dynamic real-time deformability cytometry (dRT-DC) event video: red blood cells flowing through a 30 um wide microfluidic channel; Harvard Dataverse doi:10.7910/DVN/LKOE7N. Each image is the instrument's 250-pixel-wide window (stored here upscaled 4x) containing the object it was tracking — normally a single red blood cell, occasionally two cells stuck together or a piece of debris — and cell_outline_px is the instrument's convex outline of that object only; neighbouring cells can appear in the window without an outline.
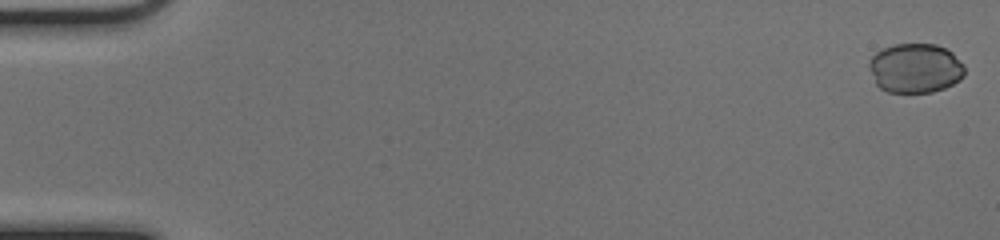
{"species": "common noctule bat (a hibernating species)", "species_latin": "Nyctalus noctula", "temperature_condition": "cold", "stored_images_in_passage": 51, "camera_frame_rate_fps": 3000, "um_per_image_px": 0.085, "animal": {"sex": "female", "body_mass_g": 17.0, "forearm_length_mm": 48.0}, "frame": {"image": 1, "passage_image": 1, "time_ms": 0.0, "image_size_px": [1000, 240], "cell_outline_px": [[964, 76], [960, 80], [944, 88], [932, 92], [888, 92], [880, 88], [876, 84], [868, 68], [868, 64], [872, 56], [876, 52], [884, 48], [896, 44], [936, 44], [952, 52], [964, 64]], "centroid_in_image_um": [77.8, 5.79], "position_along_channel_um": 7.2, "area_um2": 27.63}}
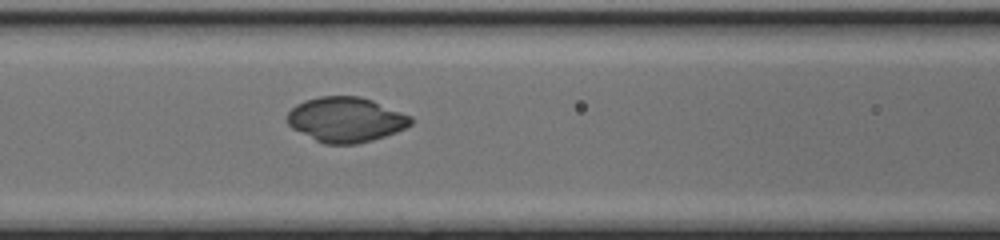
{"frame": {"image": 2, "passage_image": 23, "time_ms": 7.333, "image_size_px": [1000, 240], "cell_outline_px": [[412, 124], [396, 132], [372, 140], [356, 144], [324, 144], [292, 128], [284, 120], [288, 112], [296, 104], [304, 100], [320, 96], [360, 96], [372, 100], [412, 116]], "centroid_in_image_um": [29.37, 10.16], "position_along_channel_um": 137.2, "area_um2": 32.43}}
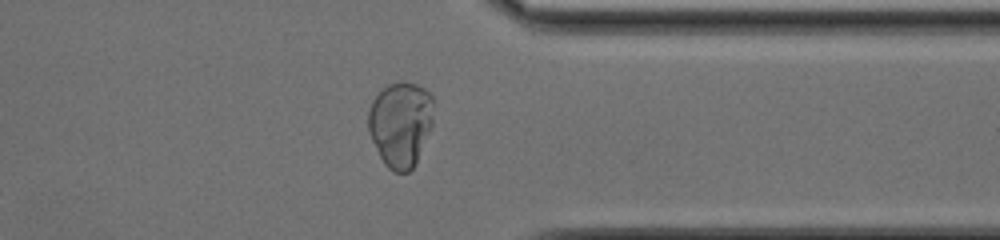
{"frame": {"image": 3, "passage_image": 41, "time_ms": 13.333, "image_size_px": [1000, 240], "cell_outline_px": [[432, 128], [416, 164], [408, 172], [392, 172], [384, 164], [368, 132], [368, 108], [372, 100], [388, 84], [416, 84], [424, 88], [432, 96]], "centroid_in_image_um": [34.04, 10.59], "position_along_channel_um": 377.4, "area_um2": 32.37}}